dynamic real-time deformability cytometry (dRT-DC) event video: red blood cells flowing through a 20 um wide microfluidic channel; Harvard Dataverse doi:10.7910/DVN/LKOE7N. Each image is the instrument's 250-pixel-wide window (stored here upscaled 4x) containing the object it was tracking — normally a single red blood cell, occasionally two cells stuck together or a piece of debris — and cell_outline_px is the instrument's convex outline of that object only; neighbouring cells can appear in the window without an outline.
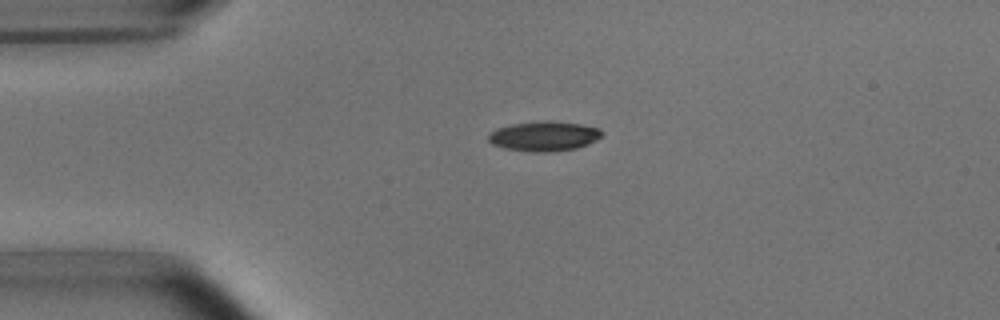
{"species": "common noctule bat (a hibernating species)", "species_latin": "Nyctalus noctula", "temperature_condition": "room temperature", "stored_images_in_passage": 2, "camera_frame_rate_fps": 3000, "um_per_image_px": 0.085, "animal": {"sex": "male", "body_mass_g": 15.6}, "frame": {"image": 1, "passage_image": 1, "time_ms": 0.0, "image_size_px": [1000, 320], "cell_outline_px": [[604, 132], [596, 140], [588, 144], [576, 148], [548, 152], [532, 152], [504, 148], [492, 144], [488, 140], [488, 136], [496, 128], [512, 124], [544, 120], [548, 120], [580, 124], [600, 128]], "centroid_in_image_um": [46.25, 11.57], "position_along_channel_um": 38.8, "area_um2": 19.71}}